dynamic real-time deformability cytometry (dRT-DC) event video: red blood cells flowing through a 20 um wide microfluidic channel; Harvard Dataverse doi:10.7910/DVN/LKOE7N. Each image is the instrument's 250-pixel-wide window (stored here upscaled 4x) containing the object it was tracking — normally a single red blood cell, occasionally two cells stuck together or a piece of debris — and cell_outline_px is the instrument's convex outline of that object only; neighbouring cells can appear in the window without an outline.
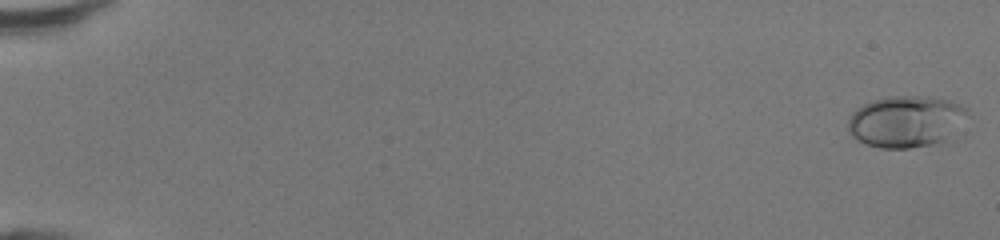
{"species": "human", "species_latin": "Homo sapiens", "temperature_condition": "room temperature", "stored_images_in_passage": 48, "camera_frame_rate_fps": 3000, "um_per_image_px": 0.085, "donor": {"sex": "female"}, "frame": {"image": 1, "passage_image": 1, "time_ms": 0.0, "image_size_px": [1000, 240], "cell_outline_px": [[968, 112], [944, 140], [932, 144], [908, 148], [880, 148], [864, 144], [856, 140], [848, 132], [848, 120], [852, 112], [856, 108], [872, 100], [888, 96], [928, 96], [948, 100], [960, 104], [968, 108]], "centroid_in_image_um": [76.91, 10.31], "position_along_channel_um": 8.1, "area_um2": 35.6}}
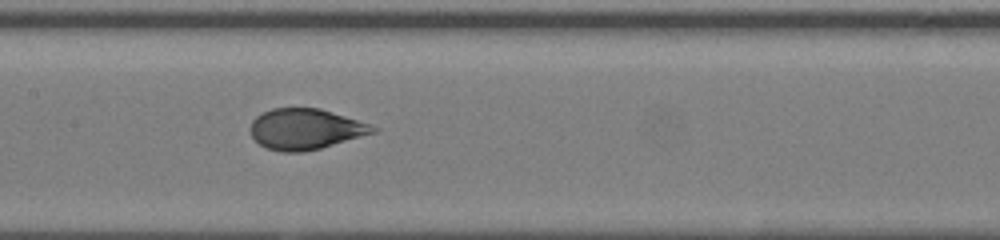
{"frame": {"image": 2, "passage_image": 26, "time_ms": 8.333, "image_size_px": [1000, 240], "cell_outline_px": [[380, 128], [376, 132], [320, 148], [304, 152], [280, 152], [268, 148], [260, 144], [252, 136], [248, 128], [252, 120], [256, 116], [272, 108], [320, 108]], "centroid_in_image_um": [25.92, 10.97], "position_along_channel_um": 181.5, "area_um2": 28.9}}
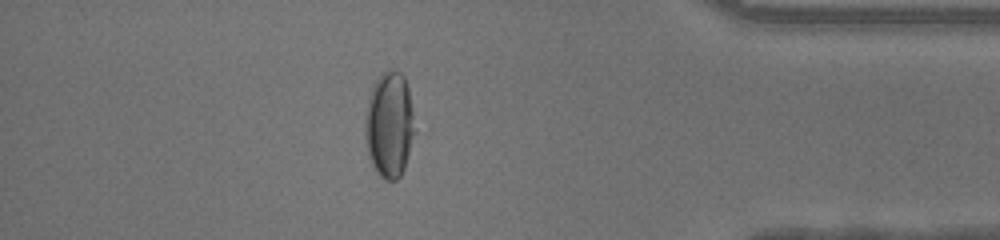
{"frame": {"image": 3, "passage_image": 43, "time_ms": 14.0, "image_size_px": [1000, 240], "cell_outline_px": [[412, 132], [408, 152], [404, 168], [400, 176], [396, 180], [384, 180], [372, 168], [368, 156], [364, 136], [364, 116], [368, 96], [372, 84], [388, 68], [392, 68], [400, 72], [404, 76], [408, 88], [412, 112]], "centroid_in_image_um": [33.02, 10.58], "position_along_channel_um": 402.2, "area_um2": 30.58}, "authors_computed_cell_mechanics": {"area_um2": 30.923, "velocity_mm_per_s": 4.3643, "shape_relaxation_time_tau1_ms": 10.389, "shape_relaxation_time_tau2_ms": null, "deformation_change_tau1": 0.3387, "deformation_change_tau2": null}}